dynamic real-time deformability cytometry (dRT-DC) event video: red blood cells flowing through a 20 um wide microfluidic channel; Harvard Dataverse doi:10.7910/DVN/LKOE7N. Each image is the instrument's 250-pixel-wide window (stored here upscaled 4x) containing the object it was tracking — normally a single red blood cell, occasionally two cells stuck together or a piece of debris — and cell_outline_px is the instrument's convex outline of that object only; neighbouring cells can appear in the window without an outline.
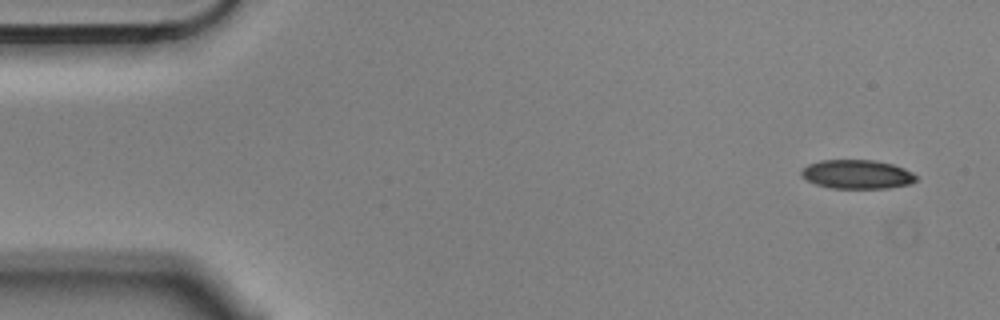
{"species": "Egyptian fruit bat (a non-hibernating species)", "species_latin": "Rousettus aegyptiacus", "temperature_condition": "cold", "stored_images_in_passage": 4, "camera_frame_rate_fps": 3000, "um_per_image_px": 0.085, "animal": {"sex": "male"}, "frame": {"image": 1, "passage_image": 1, "time_ms": 0.0, "image_size_px": [1000, 320], "cell_outline_px": [[916, 180], [908, 184], [888, 188], [832, 188], [816, 184], [800, 176], [800, 172], [808, 164], [820, 160], [872, 160], [892, 164], [904, 168], [912, 172], [916, 176]], "centroid_in_image_um": [72.83, 14.81], "position_along_channel_um": 12.2, "area_um2": 19.25}}
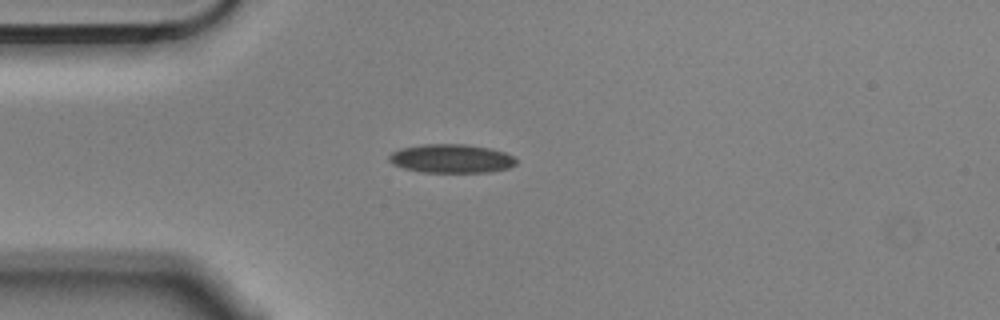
{"frame": {"image": 2, "passage_image": 4, "time_ms": 1.0, "image_size_px": [1000, 320], "cell_outline_px": [[516, 164], [508, 168], [492, 172], [420, 172], [404, 168], [392, 164], [388, 160], [388, 156], [392, 152], [400, 148], [424, 144], [468, 144], [492, 148], [504, 152], [512, 156], [516, 160]], "centroid_in_image_um": [38.35, 13.47], "position_along_channel_um": 46.6, "area_um2": 21.44}}